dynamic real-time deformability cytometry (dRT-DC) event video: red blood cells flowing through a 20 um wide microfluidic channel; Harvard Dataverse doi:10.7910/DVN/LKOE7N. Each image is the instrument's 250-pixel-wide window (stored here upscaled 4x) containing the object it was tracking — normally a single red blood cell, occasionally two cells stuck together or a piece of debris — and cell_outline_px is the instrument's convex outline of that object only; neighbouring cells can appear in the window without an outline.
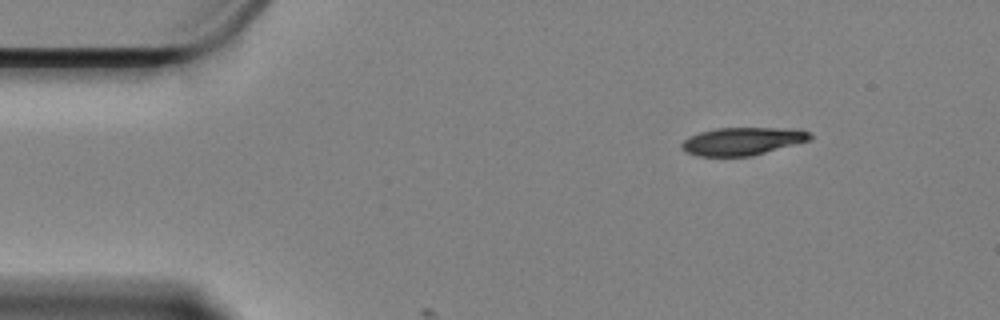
{"species": "Egyptian fruit bat (a non-hibernating species)", "species_latin": "Rousettus aegyptiacus", "temperature_condition": "cold", "stored_images_in_passage": 4, "camera_frame_rate_fps": 3000, "um_per_image_px": 0.085, "animal": {"sex": "female"}, "frame": {"image": 1, "passage_image": 1, "time_ms": 0.0, "image_size_px": [1000, 320], "cell_outline_px": [[812, 136], [808, 140], [752, 156], [696, 156], [684, 152], [680, 148], [680, 144], [688, 136], [700, 132], [716, 128], [776, 128], [808, 132]], "centroid_in_image_um": [62.97, 12.02], "position_along_channel_um": 22.0, "area_um2": 20.52}}